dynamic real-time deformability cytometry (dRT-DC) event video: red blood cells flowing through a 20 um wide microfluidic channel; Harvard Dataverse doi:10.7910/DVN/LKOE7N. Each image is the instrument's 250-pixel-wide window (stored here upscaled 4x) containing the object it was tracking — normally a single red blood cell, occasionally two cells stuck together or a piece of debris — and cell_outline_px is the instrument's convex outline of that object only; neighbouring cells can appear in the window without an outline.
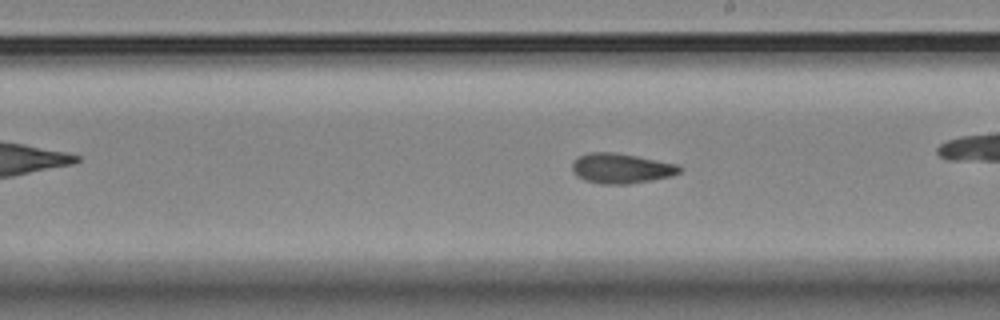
{"species": "Egyptian fruit bat (a non-hibernating species)", "species_latin": "Rousettus aegyptiacus", "temperature_condition": "room temperature", "stored_images_in_passage": 22, "camera_frame_rate_fps": 3000, "um_per_image_px": 0.085, "animal": {"sex": "female"}, "frame": {"image": 1, "passage_image": 19, "time_ms": 6.0, "image_size_px": [1000, 320], "cell_outline_px": [[684, 168], [680, 172], [672, 176], [652, 180], [628, 184], [600, 184], [584, 180], [576, 176], [572, 172], [572, 164], [580, 156], [588, 152], [612, 152], [636, 156], [676, 164]], "centroid_in_image_um": [52.79, 14.32], "position_along_channel_um": 236.2, "area_um2": 18.79}}